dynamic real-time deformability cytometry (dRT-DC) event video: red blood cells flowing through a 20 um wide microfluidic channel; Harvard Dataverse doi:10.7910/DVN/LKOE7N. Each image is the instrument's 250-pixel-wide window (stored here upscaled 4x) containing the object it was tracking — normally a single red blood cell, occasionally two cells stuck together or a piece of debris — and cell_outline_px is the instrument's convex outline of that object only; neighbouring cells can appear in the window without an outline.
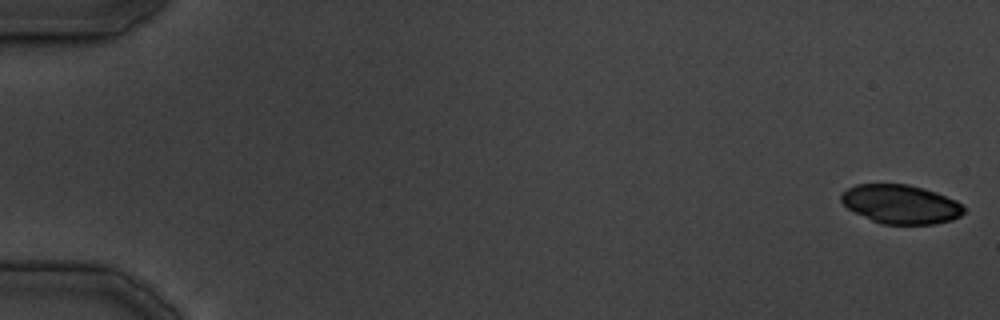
{"species": "common noctule bat (a hibernating species)", "species_latin": "Nyctalus noctula", "temperature_condition": "cold", "stored_images_in_passage": 8, "camera_frame_rate_fps": 3000, "um_per_image_px": 0.085, "animal": {"sex": "male", "body_mass_g": 19.5, "forearm_length_mm": 54.6}, "frame": {"image": 1, "passage_image": 1, "time_ms": 0.0, "image_size_px": [1000, 320], "cell_outline_px": [[964, 212], [960, 216], [952, 220], [936, 224], [880, 224], [848, 208], [840, 200], [840, 196], [848, 188], [856, 184], [908, 184], [924, 188], [936, 192], [956, 200], [964, 208]], "centroid_in_image_um": [76.58, 17.35], "position_along_channel_um": 8.4, "area_um2": 27.74}}